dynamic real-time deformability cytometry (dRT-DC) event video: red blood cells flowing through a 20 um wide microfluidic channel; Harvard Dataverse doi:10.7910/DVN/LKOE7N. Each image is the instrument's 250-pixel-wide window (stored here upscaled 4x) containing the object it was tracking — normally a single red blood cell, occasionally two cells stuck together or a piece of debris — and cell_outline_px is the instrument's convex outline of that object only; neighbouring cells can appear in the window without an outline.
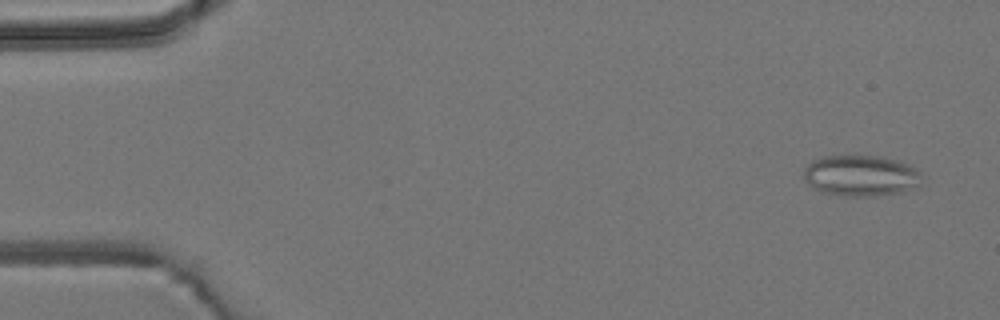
{"species": "common noctule bat (a hibernating species)", "species_latin": "Nyctalus noctula", "temperature_condition": "room temperature", "stored_images_in_passage": 4, "camera_frame_rate_fps": 3000, "um_per_image_px": 0.085, "animal": {"sex": "male", "body_mass_g": 19.2, "forearm_length_mm": 51.8}, "frame": {"image": 1, "passage_image": 1, "time_ms": 0.0, "image_size_px": [1000, 320], "cell_outline_px": [[920, 184], [912, 188], [900, 192], [872, 196], [844, 196], [824, 192], [812, 188], [804, 180], [804, 168], [812, 160], [824, 156], [884, 156], [900, 160], [916, 168]], "centroid_in_image_um": [73.13, 14.92], "position_along_channel_um": 11.9, "area_um2": 28.15}}